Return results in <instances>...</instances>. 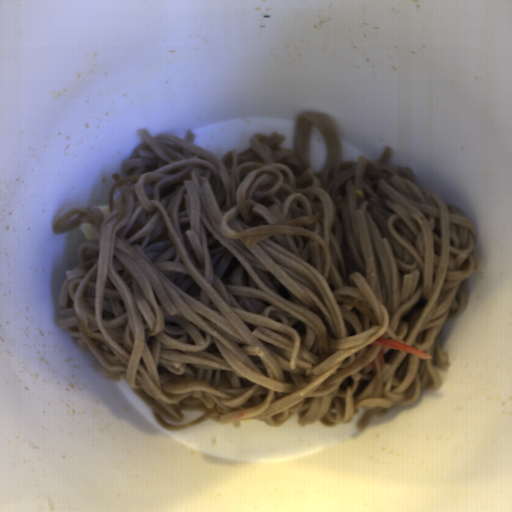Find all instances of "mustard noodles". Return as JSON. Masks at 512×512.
I'll list each match as a JSON object with an SVG mask.
<instances>
[{
  "instance_id": "obj_1",
  "label": "mustard noodles",
  "mask_w": 512,
  "mask_h": 512,
  "mask_svg": "<svg viewBox=\"0 0 512 512\" xmlns=\"http://www.w3.org/2000/svg\"><path fill=\"white\" fill-rule=\"evenodd\" d=\"M313 125L328 147L320 173ZM137 133L123 177L111 174L109 215L69 208L52 228L96 232L66 269L57 322L158 426L281 427L298 415L300 427L332 428L363 407L361 431L440 388L441 333L466 310L465 280L483 272L477 230L391 166L393 147L342 161L335 124L314 112L298 118L292 150L277 131L254 133L222 159L189 128L183 139ZM379 336L433 357L369 345ZM181 410L204 415L164 422H182Z\"/></svg>"
}]
</instances>
